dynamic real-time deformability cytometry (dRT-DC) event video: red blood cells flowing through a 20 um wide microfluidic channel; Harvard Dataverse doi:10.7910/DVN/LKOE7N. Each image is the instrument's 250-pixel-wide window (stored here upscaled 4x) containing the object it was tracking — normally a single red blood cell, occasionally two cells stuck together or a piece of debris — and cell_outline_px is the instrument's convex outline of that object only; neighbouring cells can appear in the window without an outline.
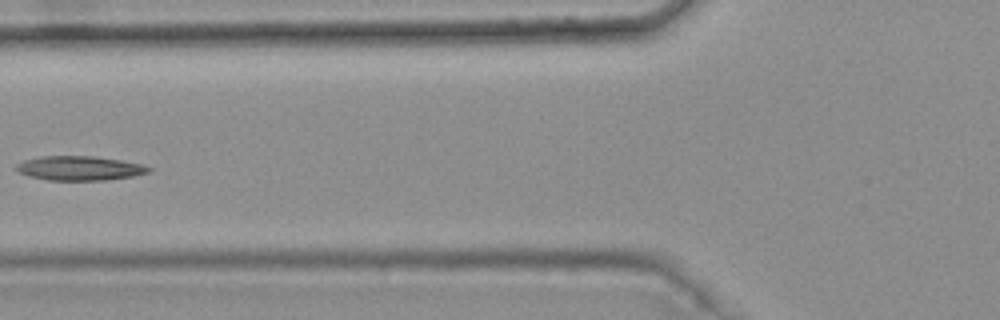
{"species": "common noctule bat (a hibernating species)", "species_latin": "Nyctalus noctula", "temperature_condition": "warm", "stored_images_in_passage": 6, "camera_frame_rate_fps": 3000, "um_per_image_px": 0.085, "animal": {"sex": "female", "body_mass_g": 25.1}, "frame": {"image": 1, "passage_image": 5, "time_ms": 1.333, "image_size_px": [1000, 320], "cell_outline_px": [[152, 168], [148, 172], [132, 176], [108, 180], [48, 180], [28, 176], [20, 172], [16, 168], [16, 164], [24, 160], [40, 156], [92, 156], [120, 160], [144, 164]], "centroid_in_image_um": [6.77, 14.29], "position_along_channel_um": 119.0, "area_um2": 18.73}}
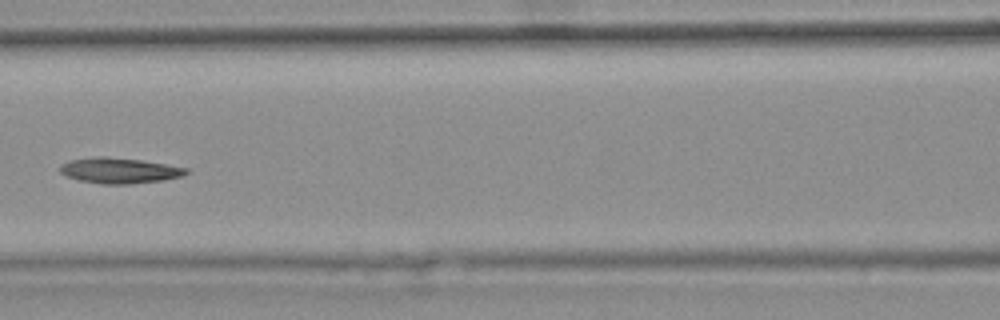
{"frame": {"image": 2, "passage_image": 6, "time_ms": 1.667, "image_size_px": [1000, 320], "cell_outline_px": [[192, 172], [184, 176], [164, 180], [132, 184], [100, 184], [80, 180], [68, 176], [60, 172], [60, 164], [68, 160], [96, 156], [108, 156], [140, 160], [188, 168]], "centroid_in_image_um": [10.18, 14.49], "position_along_channel_um": 156.4, "area_um2": 19.02}}